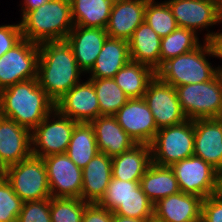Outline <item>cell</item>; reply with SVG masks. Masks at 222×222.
I'll use <instances>...</instances> for the list:
<instances>
[{"label": "cell", "mask_w": 222, "mask_h": 222, "mask_svg": "<svg viewBox=\"0 0 222 222\" xmlns=\"http://www.w3.org/2000/svg\"><path fill=\"white\" fill-rule=\"evenodd\" d=\"M21 18L23 38L36 44L66 40L74 27L69 0H49Z\"/></svg>", "instance_id": "cell-3"}, {"label": "cell", "mask_w": 222, "mask_h": 222, "mask_svg": "<svg viewBox=\"0 0 222 222\" xmlns=\"http://www.w3.org/2000/svg\"><path fill=\"white\" fill-rule=\"evenodd\" d=\"M1 174L23 202L51 198L46 167L41 157L31 155L6 167Z\"/></svg>", "instance_id": "cell-6"}, {"label": "cell", "mask_w": 222, "mask_h": 222, "mask_svg": "<svg viewBox=\"0 0 222 222\" xmlns=\"http://www.w3.org/2000/svg\"><path fill=\"white\" fill-rule=\"evenodd\" d=\"M17 222H52L50 214V198L39 201L23 202Z\"/></svg>", "instance_id": "cell-37"}, {"label": "cell", "mask_w": 222, "mask_h": 222, "mask_svg": "<svg viewBox=\"0 0 222 222\" xmlns=\"http://www.w3.org/2000/svg\"><path fill=\"white\" fill-rule=\"evenodd\" d=\"M77 123L54 108L31 131L32 155L44 158L66 153Z\"/></svg>", "instance_id": "cell-8"}, {"label": "cell", "mask_w": 222, "mask_h": 222, "mask_svg": "<svg viewBox=\"0 0 222 222\" xmlns=\"http://www.w3.org/2000/svg\"><path fill=\"white\" fill-rule=\"evenodd\" d=\"M114 116L137 144L150 145L159 130L144 98L128 99Z\"/></svg>", "instance_id": "cell-13"}, {"label": "cell", "mask_w": 222, "mask_h": 222, "mask_svg": "<svg viewBox=\"0 0 222 222\" xmlns=\"http://www.w3.org/2000/svg\"><path fill=\"white\" fill-rule=\"evenodd\" d=\"M180 190L203 200L219 193L220 173L202 158L191 156L170 166Z\"/></svg>", "instance_id": "cell-9"}, {"label": "cell", "mask_w": 222, "mask_h": 222, "mask_svg": "<svg viewBox=\"0 0 222 222\" xmlns=\"http://www.w3.org/2000/svg\"><path fill=\"white\" fill-rule=\"evenodd\" d=\"M114 0H70L74 25L106 29Z\"/></svg>", "instance_id": "cell-28"}, {"label": "cell", "mask_w": 222, "mask_h": 222, "mask_svg": "<svg viewBox=\"0 0 222 222\" xmlns=\"http://www.w3.org/2000/svg\"><path fill=\"white\" fill-rule=\"evenodd\" d=\"M55 108L78 123H90L99 117L100 107L92 81L77 83L55 103Z\"/></svg>", "instance_id": "cell-14"}, {"label": "cell", "mask_w": 222, "mask_h": 222, "mask_svg": "<svg viewBox=\"0 0 222 222\" xmlns=\"http://www.w3.org/2000/svg\"><path fill=\"white\" fill-rule=\"evenodd\" d=\"M178 27L193 30L196 34L198 30L216 25L214 0H168Z\"/></svg>", "instance_id": "cell-19"}, {"label": "cell", "mask_w": 222, "mask_h": 222, "mask_svg": "<svg viewBox=\"0 0 222 222\" xmlns=\"http://www.w3.org/2000/svg\"><path fill=\"white\" fill-rule=\"evenodd\" d=\"M97 94L100 115L114 116L129 99L113 78H88Z\"/></svg>", "instance_id": "cell-30"}, {"label": "cell", "mask_w": 222, "mask_h": 222, "mask_svg": "<svg viewBox=\"0 0 222 222\" xmlns=\"http://www.w3.org/2000/svg\"><path fill=\"white\" fill-rule=\"evenodd\" d=\"M31 155V131L0 116V173Z\"/></svg>", "instance_id": "cell-15"}, {"label": "cell", "mask_w": 222, "mask_h": 222, "mask_svg": "<svg viewBox=\"0 0 222 222\" xmlns=\"http://www.w3.org/2000/svg\"><path fill=\"white\" fill-rule=\"evenodd\" d=\"M200 44L198 34L193 30L177 27L172 33L161 38V65L171 58L194 50Z\"/></svg>", "instance_id": "cell-31"}, {"label": "cell", "mask_w": 222, "mask_h": 222, "mask_svg": "<svg viewBox=\"0 0 222 222\" xmlns=\"http://www.w3.org/2000/svg\"><path fill=\"white\" fill-rule=\"evenodd\" d=\"M181 109L187 119L222 117V73L212 80L175 87Z\"/></svg>", "instance_id": "cell-5"}, {"label": "cell", "mask_w": 222, "mask_h": 222, "mask_svg": "<svg viewBox=\"0 0 222 222\" xmlns=\"http://www.w3.org/2000/svg\"><path fill=\"white\" fill-rule=\"evenodd\" d=\"M151 163L150 145L137 144L112 157V177L124 181H140Z\"/></svg>", "instance_id": "cell-25"}, {"label": "cell", "mask_w": 222, "mask_h": 222, "mask_svg": "<svg viewBox=\"0 0 222 222\" xmlns=\"http://www.w3.org/2000/svg\"><path fill=\"white\" fill-rule=\"evenodd\" d=\"M23 201L0 173V222H17Z\"/></svg>", "instance_id": "cell-36"}, {"label": "cell", "mask_w": 222, "mask_h": 222, "mask_svg": "<svg viewBox=\"0 0 222 222\" xmlns=\"http://www.w3.org/2000/svg\"><path fill=\"white\" fill-rule=\"evenodd\" d=\"M90 124L94 128L99 152L113 157L132 149L137 143L118 124L115 116L100 115Z\"/></svg>", "instance_id": "cell-21"}, {"label": "cell", "mask_w": 222, "mask_h": 222, "mask_svg": "<svg viewBox=\"0 0 222 222\" xmlns=\"http://www.w3.org/2000/svg\"><path fill=\"white\" fill-rule=\"evenodd\" d=\"M202 201L180 191L154 204V218L160 222H201Z\"/></svg>", "instance_id": "cell-18"}, {"label": "cell", "mask_w": 222, "mask_h": 222, "mask_svg": "<svg viewBox=\"0 0 222 222\" xmlns=\"http://www.w3.org/2000/svg\"><path fill=\"white\" fill-rule=\"evenodd\" d=\"M113 213L135 219L150 220L154 218V204L144 194L140 185L121 202Z\"/></svg>", "instance_id": "cell-33"}, {"label": "cell", "mask_w": 222, "mask_h": 222, "mask_svg": "<svg viewBox=\"0 0 222 222\" xmlns=\"http://www.w3.org/2000/svg\"><path fill=\"white\" fill-rule=\"evenodd\" d=\"M48 176L51 197L80 198L82 191V169L66 153L43 158Z\"/></svg>", "instance_id": "cell-11"}, {"label": "cell", "mask_w": 222, "mask_h": 222, "mask_svg": "<svg viewBox=\"0 0 222 222\" xmlns=\"http://www.w3.org/2000/svg\"><path fill=\"white\" fill-rule=\"evenodd\" d=\"M130 60L129 42L107 37L93 67L87 73L89 78H113Z\"/></svg>", "instance_id": "cell-24"}, {"label": "cell", "mask_w": 222, "mask_h": 222, "mask_svg": "<svg viewBox=\"0 0 222 222\" xmlns=\"http://www.w3.org/2000/svg\"><path fill=\"white\" fill-rule=\"evenodd\" d=\"M203 44L188 53L165 61L156 71V76L174 87L212 80L219 73V69L212 67L206 58L214 57L210 42L204 40Z\"/></svg>", "instance_id": "cell-4"}, {"label": "cell", "mask_w": 222, "mask_h": 222, "mask_svg": "<svg viewBox=\"0 0 222 222\" xmlns=\"http://www.w3.org/2000/svg\"><path fill=\"white\" fill-rule=\"evenodd\" d=\"M150 147L152 163L159 166L170 167L193 156L194 120L187 119L180 124L159 129Z\"/></svg>", "instance_id": "cell-7"}, {"label": "cell", "mask_w": 222, "mask_h": 222, "mask_svg": "<svg viewBox=\"0 0 222 222\" xmlns=\"http://www.w3.org/2000/svg\"><path fill=\"white\" fill-rule=\"evenodd\" d=\"M217 22L222 23V0H214Z\"/></svg>", "instance_id": "cell-44"}, {"label": "cell", "mask_w": 222, "mask_h": 222, "mask_svg": "<svg viewBox=\"0 0 222 222\" xmlns=\"http://www.w3.org/2000/svg\"><path fill=\"white\" fill-rule=\"evenodd\" d=\"M128 42L131 61L149 66L155 72L161 67V37L145 21Z\"/></svg>", "instance_id": "cell-23"}, {"label": "cell", "mask_w": 222, "mask_h": 222, "mask_svg": "<svg viewBox=\"0 0 222 222\" xmlns=\"http://www.w3.org/2000/svg\"><path fill=\"white\" fill-rule=\"evenodd\" d=\"M147 220L125 217L113 213L111 222H146Z\"/></svg>", "instance_id": "cell-43"}, {"label": "cell", "mask_w": 222, "mask_h": 222, "mask_svg": "<svg viewBox=\"0 0 222 222\" xmlns=\"http://www.w3.org/2000/svg\"><path fill=\"white\" fill-rule=\"evenodd\" d=\"M143 98L151 110L158 129L187 120L175 87L162 82L157 76L149 83Z\"/></svg>", "instance_id": "cell-12"}, {"label": "cell", "mask_w": 222, "mask_h": 222, "mask_svg": "<svg viewBox=\"0 0 222 222\" xmlns=\"http://www.w3.org/2000/svg\"><path fill=\"white\" fill-rule=\"evenodd\" d=\"M55 108L36 79L16 83L0 91V116L32 131Z\"/></svg>", "instance_id": "cell-2"}, {"label": "cell", "mask_w": 222, "mask_h": 222, "mask_svg": "<svg viewBox=\"0 0 222 222\" xmlns=\"http://www.w3.org/2000/svg\"><path fill=\"white\" fill-rule=\"evenodd\" d=\"M113 212L98 203H88L84 209L82 222H111Z\"/></svg>", "instance_id": "cell-40"}, {"label": "cell", "mask_w": 222, "mask_h": 222, "mask_svg": "<svg viewBox=\"0 0 222 222\" xmlns=\"http://www.w3.org/2000/svg\"><path fill=\"white\" fill-rule=\"evenodd\" d=\"M23 39L20 23L0 25V57Z\"/></svg>", "instance_id": "cell-39"}, {"label": "cell", "mask_w": 222, "mask_h": 222, "mask_svg": "<svg viewBox=\"0 0 222 222\" xmlns=\"http://www.w3.org/2000/svg\"><path fill=\"white\" fill-rule=\"evenodd\" d=\"M83 72L66 40L39 44L37 80L54 103L80 82Z\"/></svg>", "instance_id": "cell-1"}, {"label": "cell", "mask_w": 222, "mask_h": 222, "mask_svg": "<svg viewBox=\"0 0 222 222\" xmlns=\"http://www.w3.org/2000/svg\"><path fill=\"white\" fill-rule=\"evenodd\" d=\"M94 128L90 123L75 125L66 154L81 169L98 153Z\"/></svg>", "instance_id": "cell-29"}, {"label": "cell", "mask_w": 222, "mask_h": 222, "mask_svg": "<svg viewBox=\"0 0 222 222\" xmlns=\"http://www.w3.org/2000/svg\"><path fill=\"white\" fill-rule=\"evenodd\" d=\"M88 202L80 198H50L52 222H82L84 209Z\"/></svg>", "instance_id": "cell-34"}, {"label": "cell", "mask_w": 222, "mask_h": 222, "mask_svg": "<svg viewBox=\"0 0 222 222\" xmlns=\"http://www.w3.org/2000/svg\"><path fill=\"white\" fill-rule=\"evenodd\" d=\"M108 37L106 29L74 25L66 41L71 45L77 65L87 73L94 65Z\"/></svg>", "instance_id": "cell-20"}, {"label": "cell", "mask_w": 222, "mask_h": 222, "mask_svg": "<svg viewBox=\"0 0 222 222\" xmlns=\"http://www.w3.org/2000/svg\"><path fill=\"white\" fill-rule=\"evenodd\" d=\"M148 0H114L106 27L108 37L129 41L144 22Z\"/></svg>", "instance_id": "cell-17"}, {"label": "cell", "mask_w": 222, "mask_h": 222, "mask_svg": "<svg viewBox=\"0 0 222 222\" xmlns=\"http://www.w3.org/2000/svg\"><path fill=\"white\" fill-rule=\"evenodd\" d=\"M156 72L144 64L129 61L113 77L118 86L129 98H143L149 83Z\"/></svg>", "instance_id": "cell-27"}, {"label": "cell", "mask_w": 222, "mask_h": 222, "mask_svg": "<svg viewBox=\"0 0 222 222\" xmlns=\"http://www.w3.org/2000/svg\"><path fill=\"white\" fill-rule=\"evenodd\" d=\"M39 44L22 39L0 57V91L37 78Z\"/></svg>", "instance_id": "cell-10"}, {"label": "cell", "mask_w": 222, "mask_h": 222, "mask_svg": "<svg viewBox=\"0 0 222 222\" xmlns=\"http://www.w3.org/2000/svg\"><path fill=\"white\" fill-rule=\"evenodd\" d=\"M139 186L140 181H124L112 177L104 196L98 204L114 212L121 202L131 195Z\"/></svg>", "instance_id": "cell-35"}, {"label": "cell", "mask_w": 222, "mask_h": 222, "mask_svg": "<svg viewBox=\"0 0 222 222\" xmlns=\"http://www.w3.org/2000/svg\"><path fill=\"white\" fill-rule=\"evenodd\" d=\"M144 194L156 204L160 199L180 192L178 181L169 166L151 163L140 180Z\"/></svg>", "instance_id": "cell-26"}, {"label": "cell", "mask_w": 222, "mask_h": 222, "mask_svg": "<svg viewBox=\"0 0 222 222\" xmlns=\"http://www.w3.org/2000/svg\"><path fill=\"white\" fill-rule=\"evenodd\" d=\"M144 21L162 38L172 33L177 27V22L166 1L162 3L148 0Z\"/></svg>", "instance_id": "cell-32"}, {"label": "cell", "mask_w": 222, "mask_h": 222, "mask_svg": "<svg viewBox=\"0 0 222 222\" xmlns=\"http://www.w3.org/2000/svg\"><path fill=\"white\" fill-rule=\"evenodd\" d=\"M146 222H160V221L156 220L155 218H152L150 220H147Z\"/></svg>", "instance_id": "cell-46"}, {"label": "cell", "mask_w": 222, "mask_h": 222, "mask_svg": "<svg viewBox=\"0 0 222 222\" xmlns=\"http://www.w3.org/2000/svg\"><path fill=\"white\" fill-rule=\"evenodd\" d=\"M201 222H222V194L220 192L202 201Z\"/></svg>", "instance_id": "cell-38"}, {"label": "cell", "mask_w": 222, "mask_h": 222, "mask_svg": "<svg viewBox=\"0 0 222 222\" xmlns=\"http://www.w3.org/2000/svg\"><path fill=\"white\" fill-rule=\"evenodd\" d=\"M205 41H209L211 44V47L214 52V57H218L219 59H222V32H210L208 31L207 34H205ZM219 72L222 73V65L221 67H218Z\"/></svg>", "instance_id": "cell-41"}, {"label": "cell", "mask_w": 222, "mask_h": 222, "mask_svg": "<svg viewBox=\"0 0 222 222\" xmlns=\"http://www.w3.org/2000/svg\"><path fill=\"white\" fill-rule=\"evenodd\" d=\"M194 156L222 173V117L194 120Z\"/></svg>", "instance_id": "cell-16"}, {"label": "cell", "mask_w": 222, "mask_h": 222, "mask_svg": "<svg viewBox=\"0 0 222 222\" xmlns=\"http://www.w3.org/2000/svg\"><path fill=\"white\" fill-rule=\"evenodd\" d=\"M219 192L222 194V173L220 174V190Z\"/></svg>", "instance_id": "cell-45"}, {"label": "cell", "mask_w": 222, "mask_h": 222, "mask_svg": "<svg viewBox=\"0 0 222 222\" xmlns=\"http://www.w3.org/2000/svg\"><path fill=\"white\" fill-rule=\"evenodd\" d=\"M81 199L88 203H98L112 178V157L98 152L82 169Z\"/></svg>", "instance_id": "cell-22"}, {"label": "cell", "mask_w": 222, "mask_h": 222, "mask_svg": "<svg viewBox=\"0 0 222 222\" xmlns=\"http://www.w3.org/2000/svg\"><path fill=\"white\" fill-rule=\"evenodd\" d=\"M49 0H23L21 4L22 17L29 11H32L36 8H39L44 3H47Z\"/></svg>", "instance_id": "cell-42"}]
</instances>
